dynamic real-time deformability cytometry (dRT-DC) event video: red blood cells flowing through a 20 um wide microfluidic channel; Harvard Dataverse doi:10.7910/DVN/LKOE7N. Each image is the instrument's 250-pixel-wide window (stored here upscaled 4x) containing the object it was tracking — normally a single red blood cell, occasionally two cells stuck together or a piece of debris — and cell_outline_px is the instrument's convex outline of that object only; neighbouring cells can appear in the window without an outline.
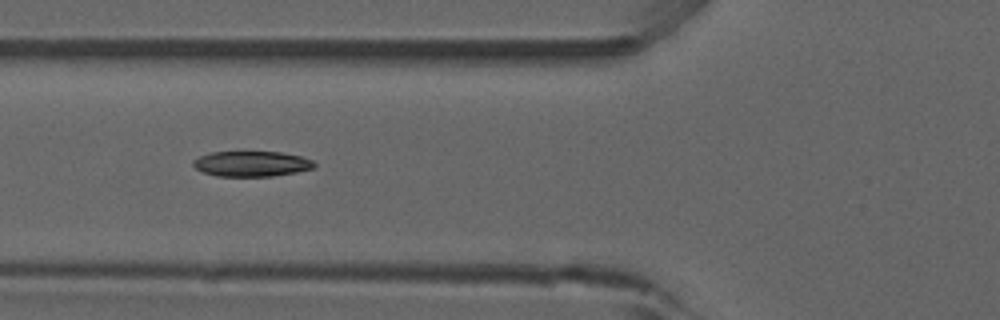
{"species": "common noctule bat (a hibernating species)", "species_latin": "Nyctalus noctula", "temperature_condition": "room temperature", "stored_images_in_passage": 38, "camera_frame_rate_fps": 3000, "um_per_image_px": 0.085, "animal": {"sex": "male", "forearm_length_mm": 52.5}, "frame": {"image": 1, "passage_image": 6, "time_ms": 1.667, "image_size_px": [1000, 320], "cell_outline_px": [[316, 168], [296, 172], [272, 176], [216, 176], [204, 172], [196, 168], [192, 164], [192, 160], [208, 152], [280, 152], [300, 156], [312, 160], [316, 164]], "centroid_in_image_um": [21.38, 13.92], "position_along_channel_um": 104.4, "area_um2": 17.92}, "authors_computed_cell_mechanics": {"area_um2": 18.5249, "velocity_mm_per_s": 3.893, "shape_relaxation_time_tau1_ms": 4.3562, "shape_relaxation_time_tau2_ms": 4.496, "deformation_change_tau1": 0.1597, "deformation_change_tau2": 0.0803}}